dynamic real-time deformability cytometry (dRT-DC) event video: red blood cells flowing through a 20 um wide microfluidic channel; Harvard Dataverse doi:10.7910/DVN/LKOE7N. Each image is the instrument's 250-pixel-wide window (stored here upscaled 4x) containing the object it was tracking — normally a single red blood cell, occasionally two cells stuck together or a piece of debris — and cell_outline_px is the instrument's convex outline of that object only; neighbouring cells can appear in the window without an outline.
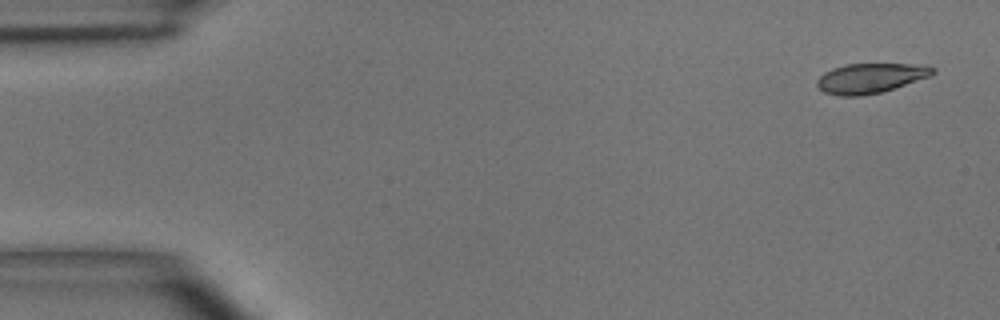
{"species": "common noctule bat (a hibernating species)", "species_latin": "Nyctalus noctula", "temperature_condition": "room temperature", "stored_images_in_passage": 4, "camera_frame_rate_fps": 3000, "um_per_image_px": 0.085, "animal": {"sex": "male", "body_mass_g": 15.6}, "frame": {"image": 1, "passage_image": 1, "time_ms": 0.0, "image_size_px": [1000, 320], "cell_outline_px": [[936, 72], [932, 76], [880, 92], [860, 96], [840, 96], [824, 92], [816, 84], [816, 80], [824, 72], [832, 68], [848, 64], [908, 64], [936, 68]], "centroid_in_image_um": [73.97, 6.64], "position_along_channel_um": 11.0, "area_um2": 19.94}}
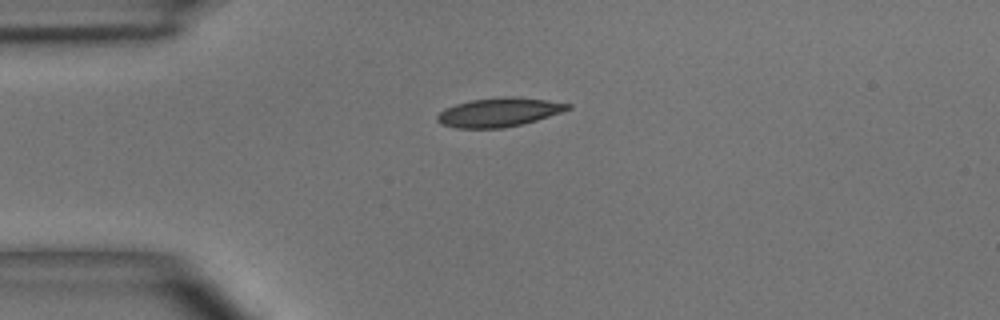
{"frame": {"image": 2, "passage_image": 4, "time_ms": 3.333, "image_size_px": [1000, 320], "cell_outline_px": [[572, 108], [536, 120], [504, 128], [456, 128], [440, 124], [436, 120], [436, 116], [444, 108], [456, 104], [472, 100], [504, 96], [512, 96], [544, 100], [572, 104]], "centroid_in_image_um": [42.36, 9.54], "position_along_channel_um": 42.6, "area_um2": 21.85}}